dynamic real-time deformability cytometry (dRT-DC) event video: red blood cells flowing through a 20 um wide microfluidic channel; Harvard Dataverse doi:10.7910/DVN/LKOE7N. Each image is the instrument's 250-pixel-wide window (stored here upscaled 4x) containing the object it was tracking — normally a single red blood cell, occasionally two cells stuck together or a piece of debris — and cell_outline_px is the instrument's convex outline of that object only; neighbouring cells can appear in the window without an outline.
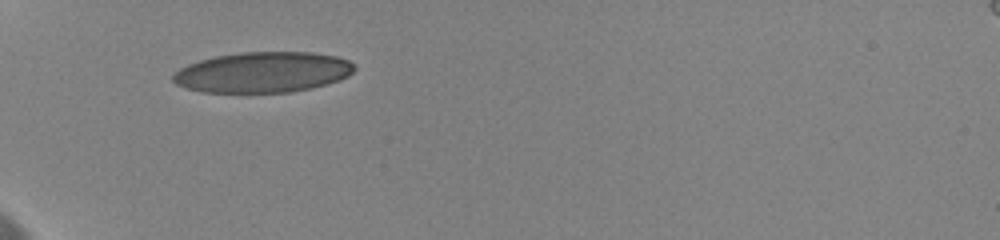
{"species": "human", "species_latin": "Homo sapiens", "temperature_condition": "cold", "stored_images_in_passage": 51, "camera_frame_rate_fps": 3000, "um_per_image_px": 0.085, "donor": {"sex": "female"}, "frame": {"image": 1, "passage_image": 1, "time_ms": 0.0, "image_size_px": [1000, 240], "cell_outline_px": [[356, 68], [348, 76], [340, 80], [328, 84], [312, 88], [292, 92], [200, 92], [184, 88], [176, 84], [172, 80], [172, 76], [180, 68], [188, 64], [200, 60], [216, 56], [244, 52], [312, 52], [336, 56], [348, 60], [356, 64]], "centroid_in_image_um": [22.37, 6.14], "position_along_channel_um": 62.6, "area_um2": 43.12}}
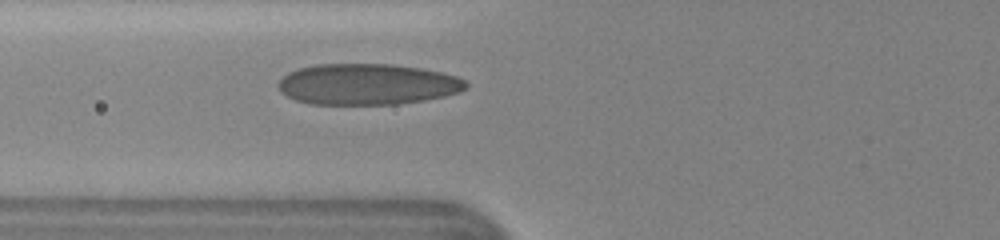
{"frame": {"image": 2, "passage_image": 6, "time_ms": 1.333, "image_size_px": [1000, 240], "cell_outline_px": [[468, 84], [464, 88], [456, 92], [444, 96], [424, 100], [396, 104], [312, 104], [296, 100], [280, 92], [280, 80], [288, 72], [300, 68], [316, 64], [388, 64], [420, 68], [440, 72], [456, 76], [464, 80]], "centroid_in_image_um": [31.21, 7.16], "position_along_channel_um": 94.6, "area_um2": 44.45}}
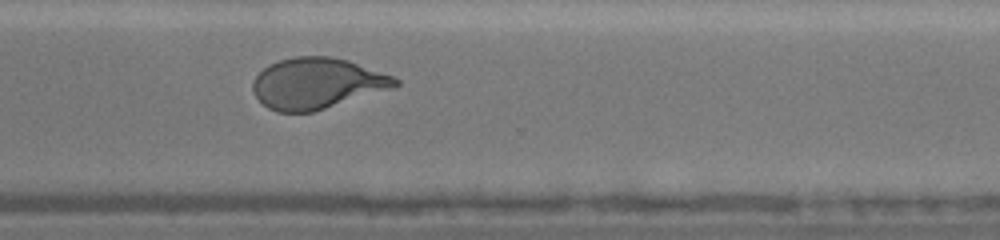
{"frame": {"image": 3, "passage_image": 50, "time_ms": 8.333, "image_size_px": [1000, 240], "cell_outline_px": [[400, 84], [392, 88], [312, 112], [276, 112], [268, 108], [252, 92], [252, 80], [268, 64], [280, 60], [296, 56], [332, 56], [348, 60], [392, 76], [400, 80]], "centroid_in_image_um": [26.91, 7.08], "position_along_channel_um": 343.7, "area_um2": 42.02}}